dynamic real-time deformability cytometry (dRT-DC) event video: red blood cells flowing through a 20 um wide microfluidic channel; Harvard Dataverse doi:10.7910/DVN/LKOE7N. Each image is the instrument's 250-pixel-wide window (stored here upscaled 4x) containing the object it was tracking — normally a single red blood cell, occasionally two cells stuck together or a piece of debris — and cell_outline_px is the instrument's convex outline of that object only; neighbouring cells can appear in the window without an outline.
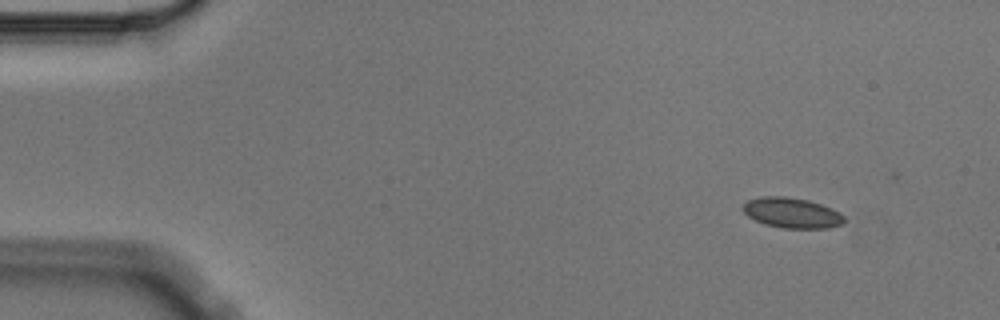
{"species": "Egyptian fruit bat (a non-hibernating species)", "species_latin": "Rousettus aegyptiacus", "temperature_condition": "cold", "stored_images_in_passage": 6, "segment_of_instrument_passage": [1, 2], "camera_frame_rate_fps": 3000, "um_per_image_px": 0.085, "animal": {"sex": "male"}, "frame": {"image": 1, "passage_image": 1, "time_ms": 0.0, "image_size_px": [1000, 320], "cell_outline_px": [[844, 220], [840, 224], [828, 228], [784, 228], [764, 224], [748, 216], [740, 208], [748, 200], [760, 196], [784, 196], [808, 200], [832, 208], [840, 212], [844, 216]], "centroid_in_image_um": [67.28, 18.08], "position_along_channel_um": 17.7, "area_um2": 17.86}}
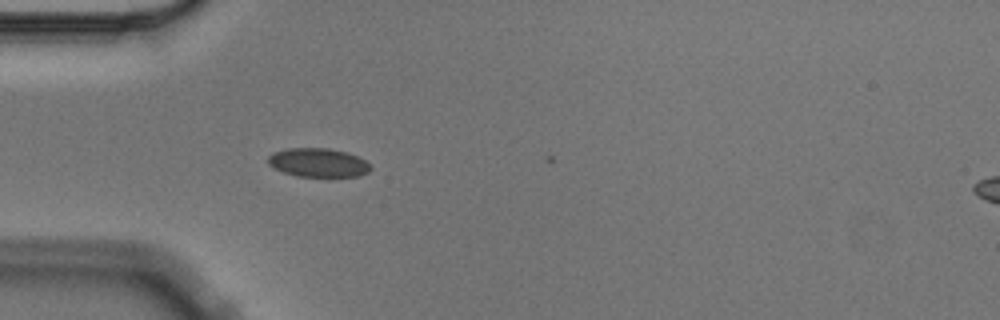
{"frame": {"image": 2, "passage_image": 4, "time_ms": 1.0, "image_size_px": [1000, 320], "cell_outline_px": [[372, 168], [368, 172], [360, 176], [296, 176], [284, 172], [268, 164], [268, 156], [272, 152], [288, 148], [328, 148], [348, 152], [372, 164]], "centroid_in_image_um": [27.06, 13.81], "position_along_channel_um": 57.9, "area_um2": 17.22}}